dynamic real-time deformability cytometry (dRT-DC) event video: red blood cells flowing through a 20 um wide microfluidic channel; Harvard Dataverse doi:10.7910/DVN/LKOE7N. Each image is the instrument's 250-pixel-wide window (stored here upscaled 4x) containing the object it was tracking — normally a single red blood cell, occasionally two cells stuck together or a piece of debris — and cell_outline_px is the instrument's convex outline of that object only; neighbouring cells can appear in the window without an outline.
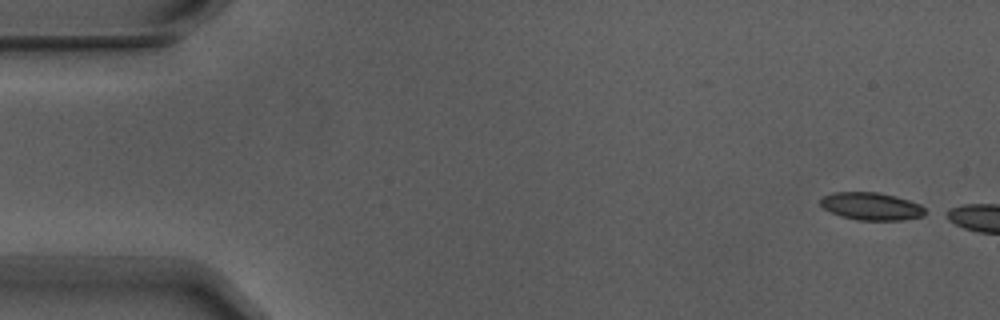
{"species": "Egyptian fruit bat (a non-hibernating species)", "species_latin": "Rousettus aegyptiacus", "temperature_condition": "warm", "stored_images_in_passage": 5, "camera_frame_rate_fps": 3000, "um_per_image_px": 0.085, "animal": {"sex": "male"}, "frame": {"image": 1, "passage_image": 1, "time_ms": 0.0, "image_size_px": [1000, 320], "cell_outline_px": [[932, 212], [924, 216], [900, 220], [856, 220], [840, 216], [824, 208], [820, 204], [820, 200], [824, 196], [832, 192], [876, 192], [896, 196], [920, 204]], "centroid_in_image_um": [74.13, 17.54], "position_along_channel_um": 10.9, "area_um2": 17.05}}